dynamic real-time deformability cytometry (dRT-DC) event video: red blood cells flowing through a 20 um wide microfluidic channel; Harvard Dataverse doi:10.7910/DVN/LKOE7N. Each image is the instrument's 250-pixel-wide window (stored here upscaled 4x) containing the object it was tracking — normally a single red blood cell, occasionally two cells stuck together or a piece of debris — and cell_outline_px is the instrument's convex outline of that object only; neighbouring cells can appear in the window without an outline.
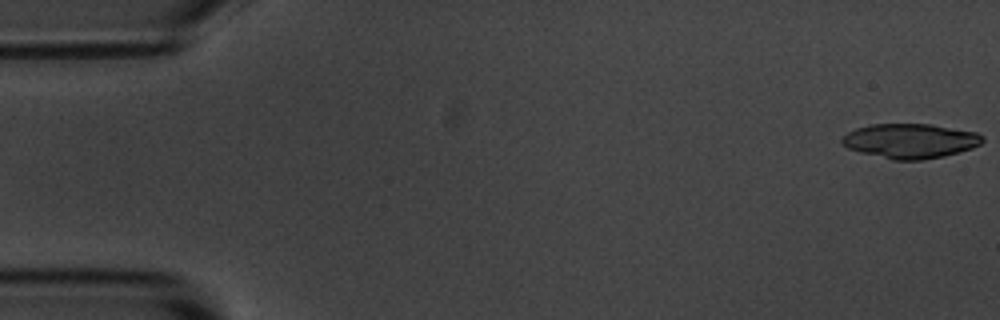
{"species": "common noctule bat (a hibernating species)", "species_latin": "Nyctalus noctula", "temperature_condition": "room temperature", "stored_images_in_passage": 5, "segment_of_instrument_passage": [2, 2], "camera_frame_rate_fps": 3000, "um_per_image_px": 0.085, "animal": {"sex": "male", "body_mass_g": 20.1, "forearm_length_mm": 53.5}, "frame": {"image": 1, "passage_image": 5, "time_ms": 5.333, "image_size_px": [1000, 320], "cell_outline_px": [[984, 140], [980, 144], [972, 148], [944, 156], [920, 160], [892, 160], [860, 152], [848, 148], [840, 144], [840, 140], [848, 132], [856, 128], [872, 124], [928, 124], [976, 132], [984, 136]], "centroid_in_image_um": [77.35, 11.98], "position_along_channel_um": 7.7, "area_um2": 28.32}}